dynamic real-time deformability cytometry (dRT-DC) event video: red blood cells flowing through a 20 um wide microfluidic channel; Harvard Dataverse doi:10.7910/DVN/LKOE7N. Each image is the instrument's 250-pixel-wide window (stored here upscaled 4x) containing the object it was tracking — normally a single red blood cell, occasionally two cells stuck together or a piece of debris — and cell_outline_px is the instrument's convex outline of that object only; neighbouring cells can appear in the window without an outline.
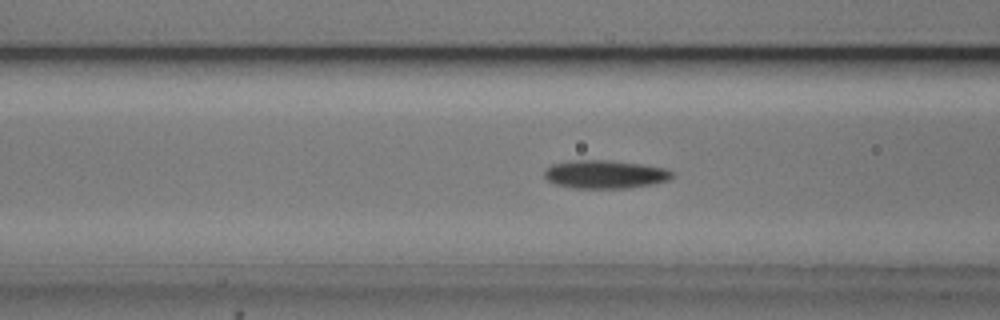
{"species": "common noctule bat (a hibernating species)", "species_latin": "Nyctalus noctula", "temperature_condition": "cold", "stored_images_in_passage": 53, "camera_frame_rate_fps": 3000, "um_per_image_px": 0.085, "animal": {"sex": "male", "body_mass_g": 20.5, "forearm_length_mm": 52.5}, "frame": {"image": 1, "passage_image": 20, "time_ms": 6.333, "image_size_px": [1000, 320], "cell_outline_px": [[676, 176], [668, 180], [648, 184], [624, 188], [572, 188], [556, 184], [548, 180], [544, 176], [544, 172], [552, 164], [568, 160], [608, 160], [640, 164], [664, 168], [672, 172]], "centroid_in_image_um": [51.4, 14.81], "position_along_channel_um": 115.2, "area_um2": 20.87}}
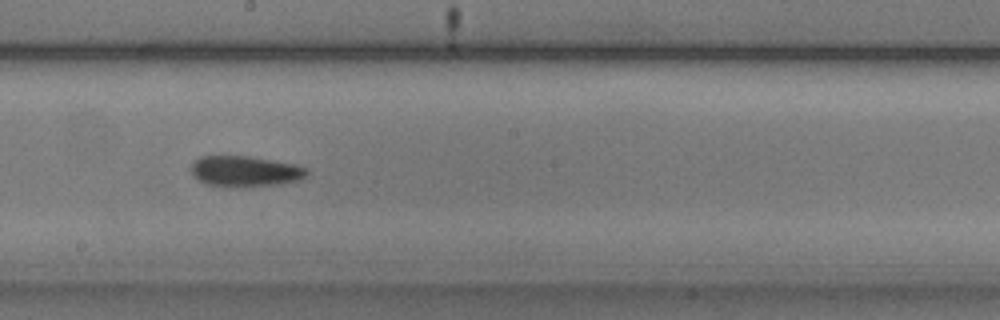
{"frame": {"image": 2, "passage_image": 29, "time_ms": 9.333, "image_size_px": [1000, 320], "cell_outline_px": [[308, 172], [300, 180], [280, 184], [244, 188], [228, 188], [208, 184], [200, 180], [192, 172], [192, 164], [200, 156], [248, 156], [296, 164], [308, 168]], "centroid_in_image_um": [20.87, 14.58], "position_along_channel_um": 227.3, "area_um2": 20.92}}
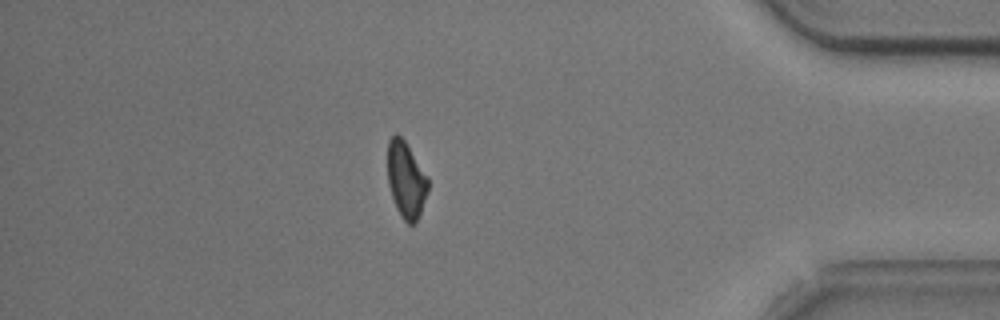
{"frame": {"image": 3, "passage_image": 46, "time_ms": 15.0, "image_size_px": [1000, 320], "cell_outline_px": [[428, 192], [416, 224], [408, 224], [404, 220], [396, 208], [388, 184], [388, 140], [396, 132], [404, 140], [428, 176]], "centroid_in_image_um": [34.52, 15.29], "position_along_channel_um": 400.7, "area_um2": 17.98}, "authors_computed_cell_mechanics": {"area_um2": 19.4786, "velocity_mm_per_s": 3.7352, "shape_relaxation_time_tau1_ms": 4.3698, "shape_relaxation_time_tau2_ms": 9.0583, "deformation_change_tau1": 0.1393, "deformation_change_tau2": 0.1603}}